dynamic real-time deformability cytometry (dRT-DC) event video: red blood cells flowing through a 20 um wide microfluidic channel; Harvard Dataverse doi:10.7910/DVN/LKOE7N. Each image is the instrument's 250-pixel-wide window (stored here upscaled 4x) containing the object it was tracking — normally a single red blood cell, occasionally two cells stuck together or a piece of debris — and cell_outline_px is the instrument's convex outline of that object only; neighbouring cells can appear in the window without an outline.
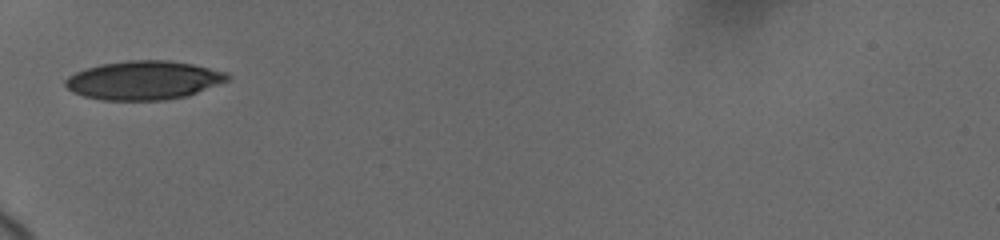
{"species": "human", "species_latin": "Homo sapiens", "temperature_condition": "cold", "stored_images_in_passage": 32, "camera_frame_rate_fps": 3000, "um_per_image_px": 0.085, "donor": {"sex": "female"}, "frame": {"image": 1, "passage_image": 1, "time_ms": 0.0, "image_size_px": [1000, 240], "cell_outline_px": [[232, 76], [228, 80], [188, 96], [164, 100], [100, 100], [84, 96], [72, 92], [64, 84], [64, 80], [68, 76], [76, 72], [100, 64], [128, 60], [172, 60], [192, 64], [224, 72]], "centroid_in_image_um": [12.19, 6.82], "position_along_channel_um": 72.8, "area_um2": 36.59}}
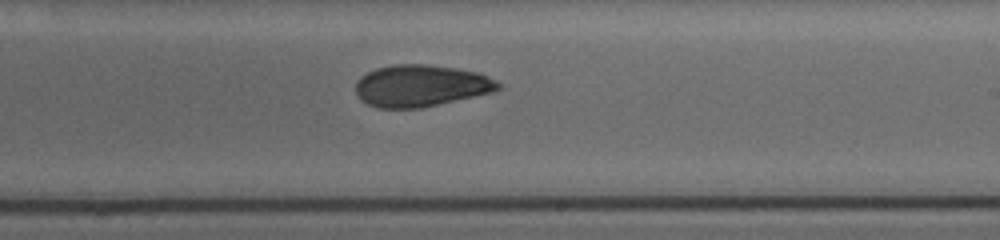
{"frame": {"image": 2, "passage_image": 14, "time_ms": 5.0, "image_size_px": [1000, 240], "cell_outline_px": [[504, 84], [496, 92], [420, 108], [376, 108], [360, 100], [356, 92], [356, 80], [360, 76], [376, 68], [392, 64], [424, 64], [480, 72]], "centroid_in_image_um": [35.8, 7.29], "position_along_channel_um": 253.2, "area_um2": 35.08}}
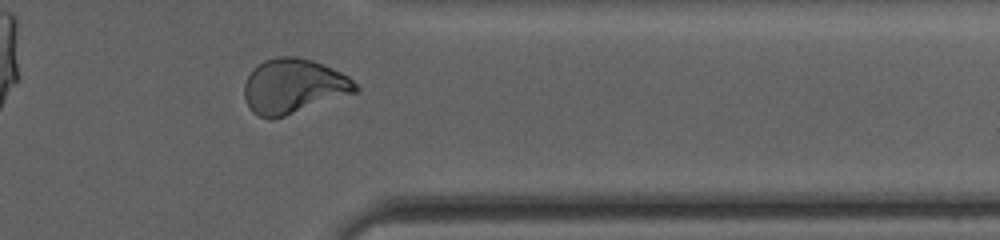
{"frame": {"image": 3, "passage_image": 24, "time_ms": 8.667, "image_size_px": [1000, 240], "cell_outline_px": [[360, 92], [272, 120], [260, 116], [252, 112], [244, 96], [244, 84], [248, 76], [264, 60], [276, 56], [300, 56], [312, 60], [332, 68], [348, 76], [360, 88]], "centroid_in_image_um": [24.99, 7.33], "position_along_channel_um": 386.4, "area_um2": 35.6}, "authors_computed_cell_mechanics": {"area_um2": 35.8071, "velocity_mm_per_s": 3.68, "shape_relaxation_time_tau1_ms": 7.7427, "shape_relaxation_time_tau2_ms": 3.2491, "deformation_change_tau1": 0.1372, "deformation_change_tau2": 0.0757}}